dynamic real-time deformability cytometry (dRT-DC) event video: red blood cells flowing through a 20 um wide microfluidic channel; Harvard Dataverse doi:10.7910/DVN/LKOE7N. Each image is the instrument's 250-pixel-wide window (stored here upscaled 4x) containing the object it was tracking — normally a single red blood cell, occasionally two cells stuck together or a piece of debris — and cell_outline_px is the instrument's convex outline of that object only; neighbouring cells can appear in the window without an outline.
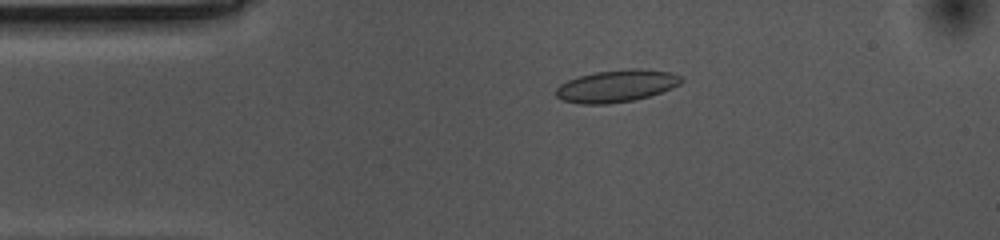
{"species": "common noctule bat (a hibernating species)", "species_latin": "Nyctalus noctula", "temperature_condition": "cold", "stored_images_in_passage": 37, "camera_frame_rate_fps": 3000, "um_per_image_px": 0.085, "animal": {"sex": "female", "body_mass_g": 10.0, "forearm_length_mm": 53.1}, "frame": {"image": 1, "passage_image": 6, "time_ms": 1.667, "image_size_px": [1000, 240], "cell_outline_px": [[684, 80], [680, 84], [672, 88], [648, 96], [632, 100], [608, 104], [580, 104], [564, 100], [556, 96], [556, 88], [560, 84], [568, 80], [580, 76], [596, 72], [632, 68], [640, 68], [672, 72], [680, 76]], "centroid_in_image_um": [52.42, 7.3], "position_along_channel_um": 32.6, "area_um2": 23.41}}
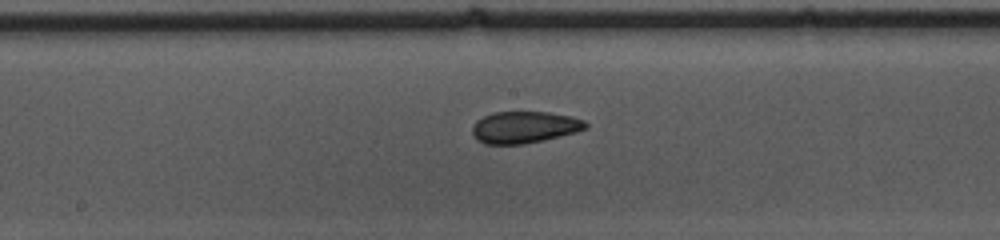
{"frame": {"image": 2, "passage_image": 23, "time_ms": 7.333, "image_size_px": [1000, 240], "cell_outline_px": [[588, 128], [576, 132], [524, 144], [484, 144], [476, 140], [472, 132], [472, 128], [476, 120], [492, 112], [548, 112], [572, 116], [584, 120], [588, 124]], "centroid_in_image_um": [44.56, 10.81], "position_along_channel_um": 203.6, "area_um2": 21.04}}
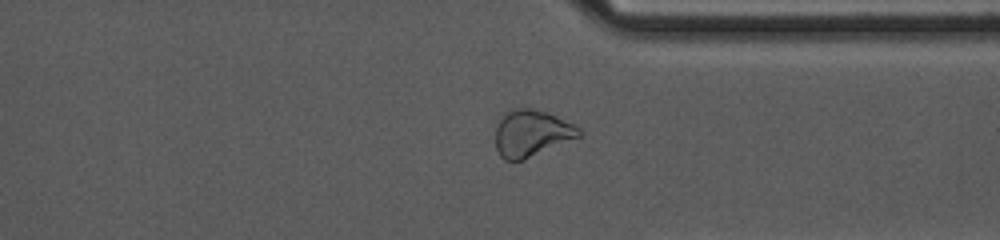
{"frame": {"image": 3, "passage_image": 37, "time_ms": 12.0, "image_size_px": [1000, 240], "cell_outline_px": [[580, 136], [524, 160], [504, 160], [500, 156], [496, 148], [496, 128], [504, 112], [512, 108], [532, 108], [548, 112], [576, 124], [580, 128]], "centroid_in_image_um": [45.18, 11.31], "position_along_channel_um": 366.2, "area_um2": 22.83}, "authors_computed_cell_mechanics": {"area_um2": 21.5016, "velocity_mm_per_s": 3.53, "shape_relaxation_time_tau1_ms": 11.2243, "shape_relaxation_time_tau2_ms": 2.8053, "deformation_change_tau1": 0.1814, "deformation_change_tau2": 0.0762}}